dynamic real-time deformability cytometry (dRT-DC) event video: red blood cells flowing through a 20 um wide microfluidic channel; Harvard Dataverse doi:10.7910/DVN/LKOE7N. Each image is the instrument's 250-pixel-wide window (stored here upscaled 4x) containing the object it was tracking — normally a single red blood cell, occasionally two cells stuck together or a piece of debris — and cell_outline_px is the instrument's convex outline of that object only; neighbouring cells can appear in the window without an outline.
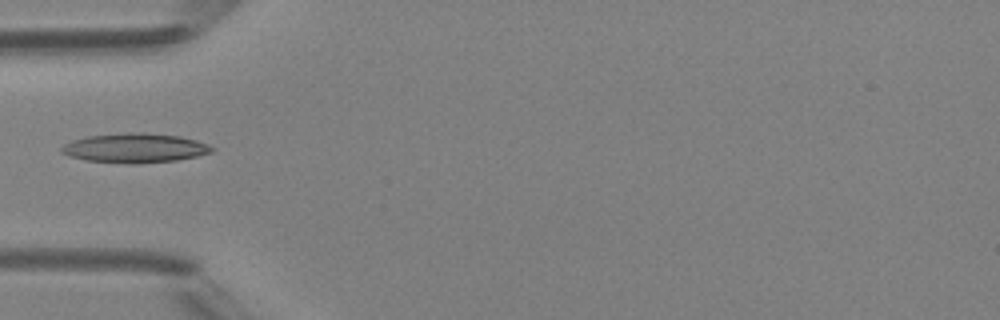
{"species": "Egyptian fruit bat (a non-hibernating species)", "species_latin": "Rousettus aegyptiacus", "temperature_condition": "room temperature", "stored_images_in_passage": 1, "camera_frame_rate_fps": 3000, "um_per_image_px": 0.085, "animal": {"sex": "female"}, "frame": {"image": 1, "passage_image": 1, "time_ms": 0.0, "image_size_px": [1000, 320], "cell_outline_px": [[216, 148], [212, 152], [196, 156], [176, 160], [132, 164], [128, 164], [84, 160], [68, 156], [60, 152], [60, 148], [64, 144], [72, 140], [88, 136], [128, 132], [140, 132], [180, 136], [196, 140], [208, 144]], "centroid_in_image_um": [11.44, 12.58], "position_along_channel_um": 73.6, "area_um2": 25.89}}